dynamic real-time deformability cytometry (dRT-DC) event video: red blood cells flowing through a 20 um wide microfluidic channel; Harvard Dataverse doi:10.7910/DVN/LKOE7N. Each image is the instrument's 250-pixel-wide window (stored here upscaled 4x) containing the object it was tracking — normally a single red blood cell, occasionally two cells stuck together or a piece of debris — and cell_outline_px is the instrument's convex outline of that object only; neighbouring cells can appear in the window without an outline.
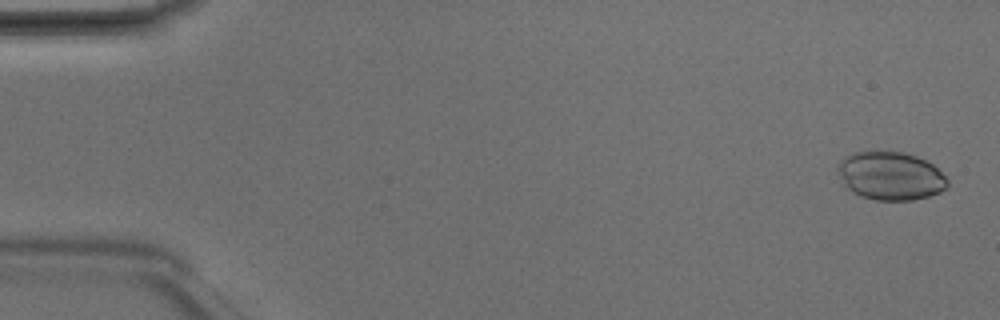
{"species": "Egyptian fruit bat (a non-hibernating species)", "species_latin": "Rousettus aegyptiacus", "temperature_condition": "room temperature", "stored_images_in_passage": 4, "camera_frame_rate_fps": 3000, "um_per_image_px": 0.085, "animal": {"sex": "male"}, "frame": {"image": 1, "passage_image": 1, "time_ms": 0.0, "image_size_px": [1000, 320], "cell_outline_px": [[948, 184], [940, 192], [928, 196], [912, 200], [876, 200], [860, 196], [852, 192], [844, 184], [840, 176], [840, 164], [844, 156], [856, 152], [904, 152], [916, 156], [932, 164], [948, 180]], "centroid_in_image_um": [75.71, 14.96], "position_along_channel_um": 9.3, "area_um2": 30.35}}
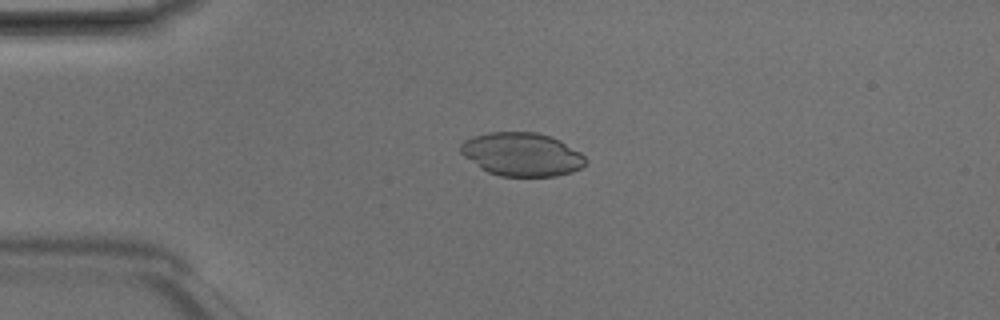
{"frame": {"image": 2, "passage_image": 4, "time_ms": 1.0, "image_size_px": [1000, 320], "cell_outline_px": [[588, 160], [580, 168], [572, 172], [556, 176], [500, 176], [488, 172], [480, 168], [464, 156], [460, 152], [460, 144], [464, 140], [472, 136], [488, 132], [536, 132], [552, 136], [560, 140], [580, 152]], "centroid_in_image_um": [44.35, 13.11], "position_along_channel_um": 40.7, "area_um2": 31.79}}